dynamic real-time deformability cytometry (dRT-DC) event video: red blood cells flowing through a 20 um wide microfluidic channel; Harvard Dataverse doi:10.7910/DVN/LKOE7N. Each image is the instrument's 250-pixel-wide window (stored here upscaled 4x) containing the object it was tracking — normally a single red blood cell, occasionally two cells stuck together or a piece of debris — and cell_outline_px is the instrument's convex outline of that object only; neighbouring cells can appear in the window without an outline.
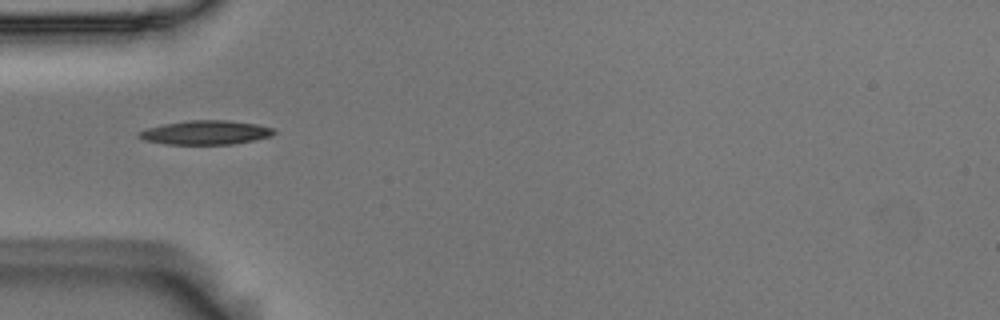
{"species": "Egyptian fruit bat (a non-hibernating species)", "species_latin": "Rousettus aegyptiacus", "temperature_condition": "room temperature", "stored_images_in_passage": 23, "camera_frame_rate_fps": 3000, "um_per_image_px": 0.085, "animal": {"sex": "male"}, "frame": {"image": 1, "passage_image": 1, "time_ms": 0.0, "image_size_px": [1000, 320], "cell_outline_px": [[276, 132], [272, 136], [232, 144], [164, 144], [144, 140], [136, 136], [136, 132], [148, 128], [164, 124], [188, 120], [228, 120], [256, 124], [272, 128]], "centroid_in_image_um": [17.44, 11.26], "position_along_channel_um": 67.6, "area_um2": 18.9}}
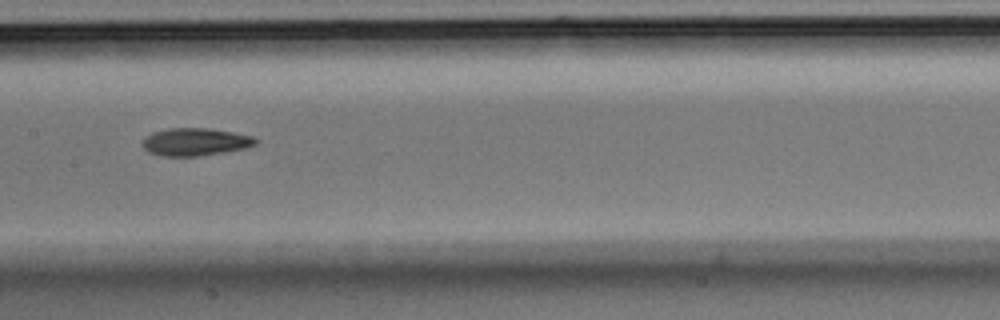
{"frame": {"image": 2, "passage_image": 11, "time_ms": 3.333, "image_size_px": [1000, 320], "cell_outline_px": [[256, 144], [244, 148], [224, 152], [196, 156], [164, 156], [148, 152], [140, 144], [152, 132], [168, 128], [208, 128], [232, 132], [252, 136], [256, 140]], "centroid_in_image_um": [16.56, 12.06], "position_along_channel_um": 190.8, "area_um2": 18.03}}
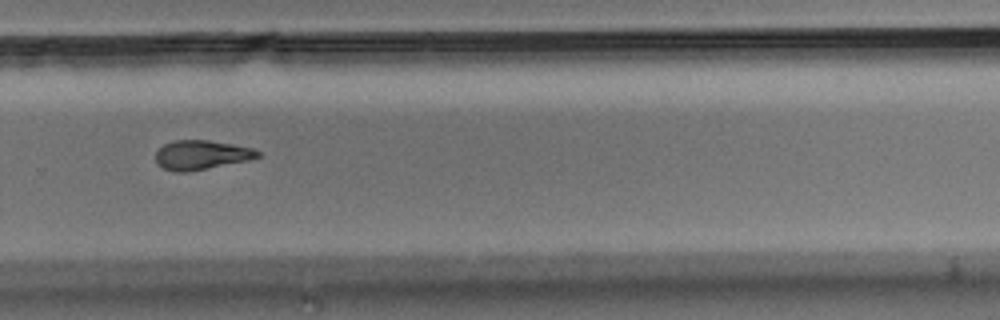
{"frame": {"image": 3, "passage_image": 21, "time_ms": 6.667, "image_size_px": [1000, 320], "cell_outline_px": [[260, 156], [248, 160], [188, 172], [176, 172], [164, 168], [156, 164], [156, 152], [164, 144], [176, 140], [208, 140], [232, 144], [252, 148], [260, 152]], "centroid_in_image_um": [17.1, 13.17], "position_along_channel_um": 312.7, "area_um2": 17.28}}